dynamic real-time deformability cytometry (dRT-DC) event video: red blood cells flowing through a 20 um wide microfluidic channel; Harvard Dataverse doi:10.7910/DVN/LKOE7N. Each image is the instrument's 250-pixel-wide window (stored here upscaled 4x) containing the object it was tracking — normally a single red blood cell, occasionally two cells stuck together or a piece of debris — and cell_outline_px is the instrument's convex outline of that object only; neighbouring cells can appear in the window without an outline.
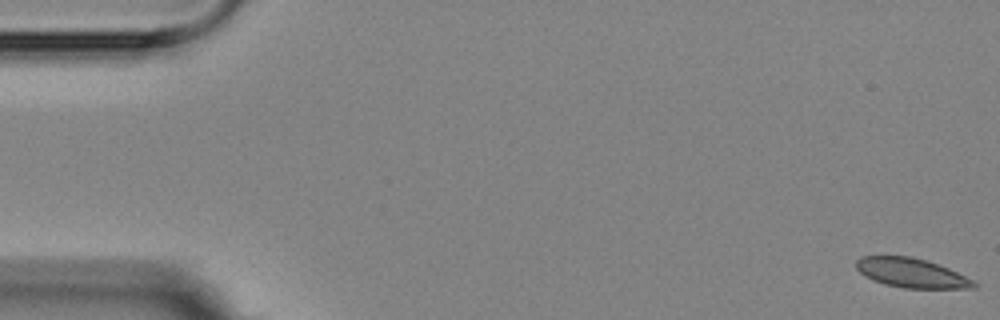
{"species": "Egyptian fruit bat (a non-hibernating species)", "species_latin": "Rousettus aegyptiacus", "temperature_condition": "room temperature", "stored_images_in_passage": 6, "camera_frame_rate_fps": 3000, "um_per_image_px": 0.085, "animal": {"sex": "female"}, "frame": {"image": 1, "passage_image": 1, "time_ms": 0.0, "image_size_px": [1000, 320], "cell_outline_px": [[980, 284], [976, 288], [904, 288], [884, 284], [872, 280], [864, 276], [856, 268], [856, 260], [860, 256], [912, 256], [948, 268]], "centroid_in_image_um": [77.44, 23.2], "position_along_channel_um": 7.6, "area_um2": 20.06}}